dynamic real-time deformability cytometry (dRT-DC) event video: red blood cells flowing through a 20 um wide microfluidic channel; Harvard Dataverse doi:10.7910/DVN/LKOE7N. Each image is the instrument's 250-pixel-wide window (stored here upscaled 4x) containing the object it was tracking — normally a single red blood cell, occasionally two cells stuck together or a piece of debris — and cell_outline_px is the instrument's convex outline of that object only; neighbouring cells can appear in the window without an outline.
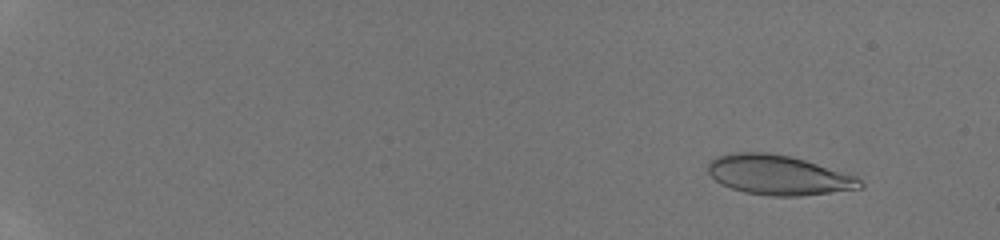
{"species": "human", "species_latin": "Homo sapiens", "temperature_condition": "room temperature", "stored_images_in_passage": 92, "camera_frame_rate_fps": 3000, "um_per_image_px": 0.085, "donor": {"sex": "male"}, "frame": {"image": 1, "passage_image": 12, "time_ms": 1.667, "image_size_px": [1000, 240], "cell_outline_px": [[864, 188], [800, 196], [768, 196], [744, 192], [732, 188], [716, 180], [708, 172], [708, 164], [716, 156], [732, 152], [768, 152], [792, 156], [856, 176], [864, 184]], "centroid_in_image_um": [66.18, 14.87], "position_along_channel_um": 18.8, "area_um2": 35.2}}
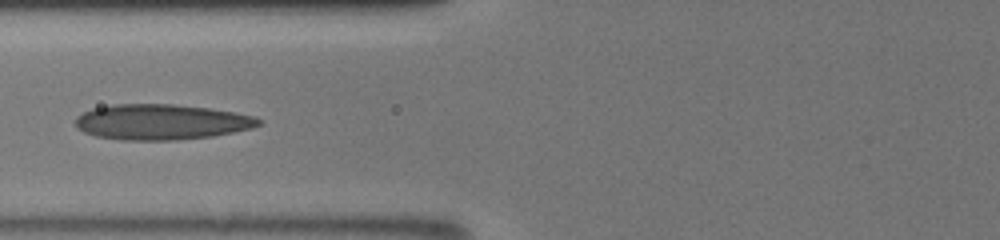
{"frame": {"image": 2, "passage_image": 36, "time_ms": 8.333, "image_size_px": [1000, 240], "cell_outline_px": [[260, 124], [252, 128], [212, 136], [176, 140], [120, 140], [96, 136], [84, 132], [76, 128], [76, 116], [92, 108], [112, 104], [172, 104], [208, 108], [236, 112], [256, 116], [260, 120]], "centroid_in_image_um": [13.69, 10.36], "position_along_channel_um": 112.1, "area_um2": 37.97}}
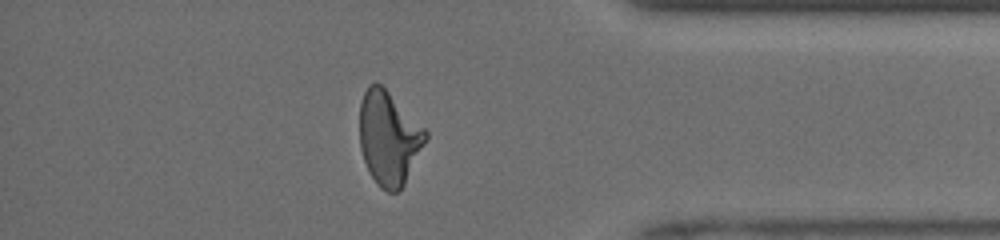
{"frame": {"image": 3, "passage_image": 78, "time_ms": 15.667, "image_size_px": [1000, 240], "cell_outline_px": [[428, 136], [404, 184], [396, 192], [388, 192], [380, 188], [376, 184], [364, 160], [360, 148], [360, 104], [364, 92], [368, 84], [380, 84], [428, 132]], "centroid_in_image_um": [33.03, 11.75], "position_along_channel_um": 402.2, "area_um2": 35.32}, "authors_computed_cell_mechanics": {"area_um2": 35.4603, "velocity_mm_per_s": 4.1518, "shape_relaxation_time_tau1_ms": null, "shape_relaxation_time_tau2_ms": 1.1536, "deformation_change_tau1": null, "deformation_change_tau2": 0.0869}}